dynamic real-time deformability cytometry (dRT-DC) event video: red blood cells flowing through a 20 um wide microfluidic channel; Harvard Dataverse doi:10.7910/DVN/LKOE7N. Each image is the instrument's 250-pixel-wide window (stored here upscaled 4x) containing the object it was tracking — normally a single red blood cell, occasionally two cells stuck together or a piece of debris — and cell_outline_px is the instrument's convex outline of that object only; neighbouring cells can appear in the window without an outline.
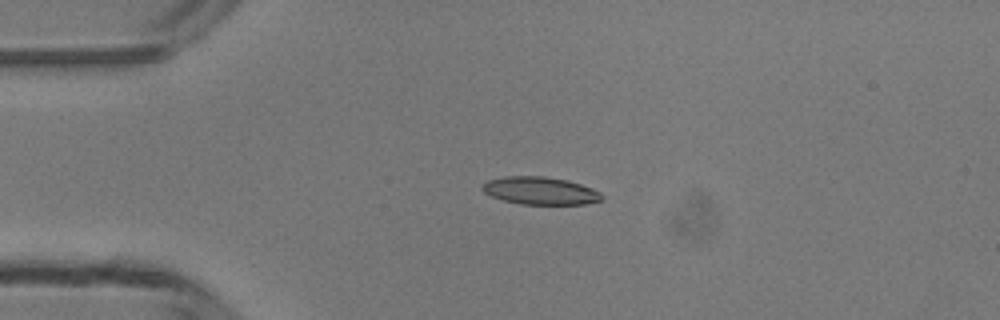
{"species": "common noctule bat (a hibernating species)", "species_latin": "Nyctalus noctula", "temperature_condition": "room temperature", "stored_images_in_passage": 38, "camera_frame_rate_fps": 3000, "um_per_image_px": 0.085, "animal": {"sex": "male", "body_mass_g": 13.3}, "frame": {"image": 1, "passage_image": 1, "time_ms": 0.0, "image_size_px": [1000, 320], "cell_outline_px": [[604, 200], [584, 204], [520, 204], [504, 200], [492, 196], [484, 192], [480, 188], [488, 180], [504, 176], [544, 176], [568, 180], [592, 188], [600, 192], [604, 196]], "centroid_in_image_um": [45.95, 16.21], "position_along_channel_um": 39.1, "area_um2": 19.31}}
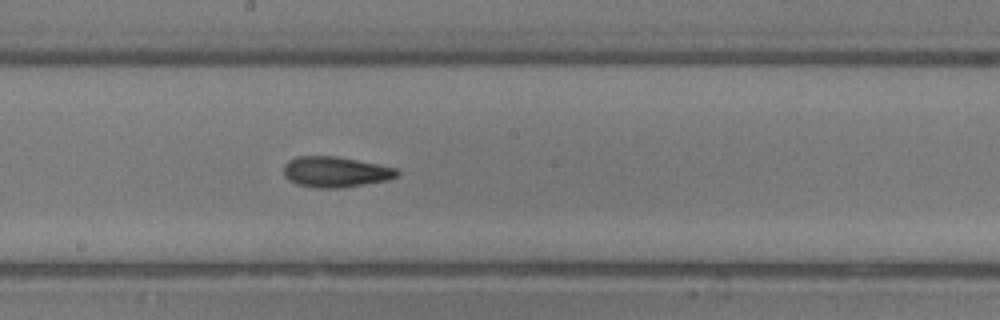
{"frame": {"image": 2, "passage_image": 16, "time_ms": 5.0, "image_size_px": [1000, 320], "cell_outline_px": [[400, 172], [396, 176], [388, 180], [340, 188], [316, 188], [296, 184], [288, 180], [284, 176], [284, 164], [288, 160], [296, 156], [336, 156], [396, 168]], "centroid_in_image_um": [28.47, 14.61], "position_along_channel_um": 219.7, "area_um2": 20.23}}
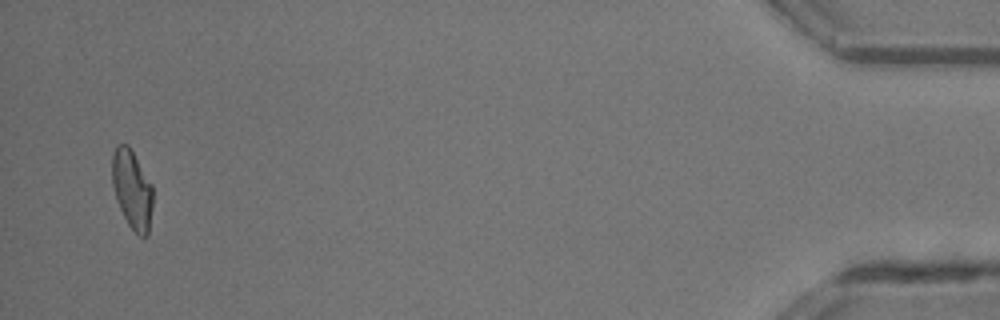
{"frame": {"image": 3, "passage_image": 37, "time_ms": 12.0, "image_size_px": [1000, 320], "cell_outline_px": [[152, 208], [148, 236], [140, 236], [128, 224], [116, 200], [112, 184], [112, 156], [116, 144], [128, 144], [152, 184]], "centroid_in_image_um": [11.22, 16.08], "position_along_channel_um": 424.0, "area_um2": 18.67}}